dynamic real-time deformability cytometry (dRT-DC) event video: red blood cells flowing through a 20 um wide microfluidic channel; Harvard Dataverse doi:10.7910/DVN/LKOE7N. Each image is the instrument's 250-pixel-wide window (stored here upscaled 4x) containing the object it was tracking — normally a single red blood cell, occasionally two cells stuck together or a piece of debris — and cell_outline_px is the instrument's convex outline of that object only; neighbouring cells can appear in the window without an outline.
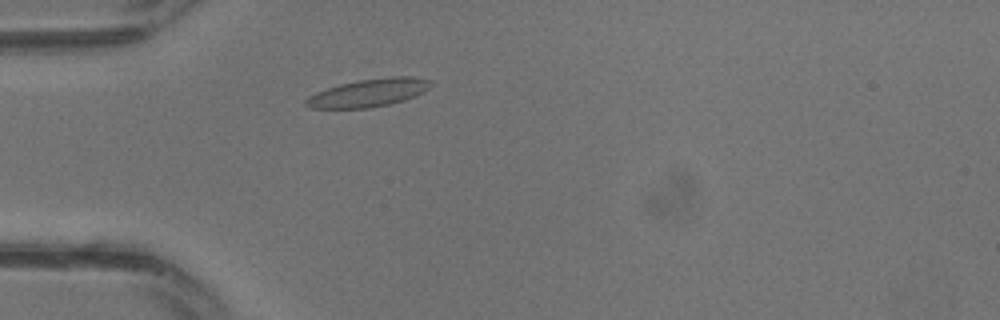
{"species": "common noctule bat (a hibernating species)", "species_latin": "Nyctalus noctula", "temperature_condition": "warm", "stored_images_in_passage": 11, "camera_frame_rate_fps": 3000, "um_per_image_px": 0.085, "animal": {"sex": "male", "body_mass_g": 13.3}, "frame": {"image": 1, "passage_image": 1, "time_ms": 0.0, "image_size_px": [1000, 320], "cell_outline_px": [[432, 84], [424, 92], [416, 96], [404, 100], [388, 104], [368, 108], [312, 108], [304, 104], [304, 100], [308, 96], [316, 92], [340, 84], [360, 80], [392, 76], [408, 76], [432, 80]], "centroid_in_image_um": [31.34, 7.88], "position_along_channel_um": 53.7, "area_um2": 20.23}}
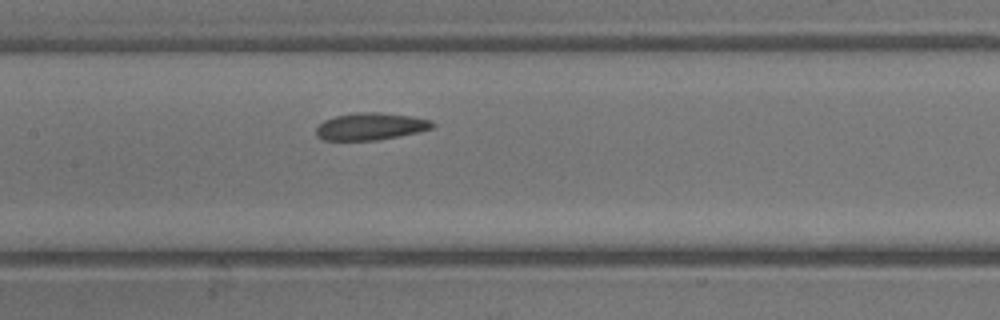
{"frame": {"image": 2, "passage_image": 7, "time_ms": 2.0, "image_size_px": [1000, 320], "cell_outline_px": [[436, 124], [432, 128], [420, 132], [376, 140], [324, 140], [316, 136], [316, 128], [324, 120], [336, 116], [356, 112], [380, 112], [412, 116], [432, 120]], "centroid_in_image_um": [31.53, 10.74], "position_along_channel_um": 175.9, "area_um2": 18.5}}
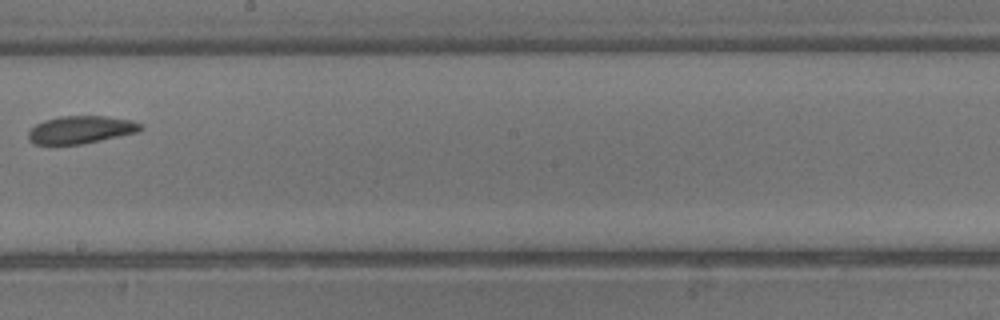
{"frame": {"image": 3, "passage_image": 10, "time_ms": 3.0, "image_size_px": [1000, 320], "cell_outline_px": [[144, 128], [140, 132], [84, 144], [48, 148], [32, 144], [28, 140], [28, 132], [36, 124], [44, 120], [60, 116], [104, 116], [132, 120], [144, 124]], "centroid_in_image_um": [6.83, 11.08], "position_along_channel_um": 241.4, "area_um2": 19.13}}